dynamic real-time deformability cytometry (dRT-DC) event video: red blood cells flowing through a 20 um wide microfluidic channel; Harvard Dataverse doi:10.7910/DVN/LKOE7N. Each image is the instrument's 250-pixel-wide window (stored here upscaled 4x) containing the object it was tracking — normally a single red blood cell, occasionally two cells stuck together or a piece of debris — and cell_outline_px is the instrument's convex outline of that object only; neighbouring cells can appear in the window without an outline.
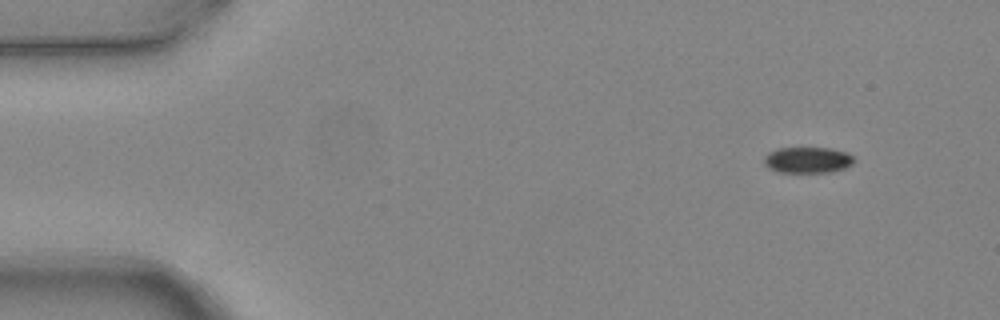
{"species": "common noctule bat (a hibernating species)", "species_latin": "Nyctalus noctula", "temperature_condition": "warm", "stored_images_in_passage": 4, "camera_frame_rate_fps": 3000, "um_per_image_px": 0.085, "animal": {"sex": "female", "body_mass_g": 24.6, "forearm_length_mm": 56.2}, "frame": {"image": 1, "passage_image": 1, "time_ms": 0.0, "image_size_px": [1000, 320], "cell_outline_px": [[852, 164], [844, 168], [832, 172], [776, 172], [768, 168], [764, 164], [764, 156], [768, 152], [776, 148], [832, 148], [844, 152], [852, 156]], "centroid_in_image_um": [68.58, 13.6], "position_along_channel_um": 16.4, "area_um2": 13.64}}
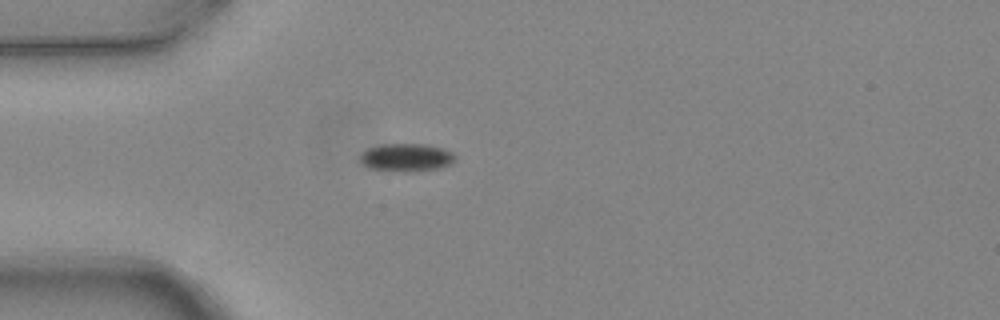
{"frame": {"image": 2, "passage_image": 4, "time_ms": 1.0, "image_size_px": [1000, 320], "cell_outline_px": [[456, 160], [452, 164], [440, 168], [412, 172], [404, 172], [368, 168], [360, 160], [360, 156], [368, 148], [380, 144], [428, 144], [444, 148], [452, 152], [456, 156]], "centroid_in_image_um": [34.6, 13.38], "position_along_channel_um": 50.4, "area_um2": 15.72}}